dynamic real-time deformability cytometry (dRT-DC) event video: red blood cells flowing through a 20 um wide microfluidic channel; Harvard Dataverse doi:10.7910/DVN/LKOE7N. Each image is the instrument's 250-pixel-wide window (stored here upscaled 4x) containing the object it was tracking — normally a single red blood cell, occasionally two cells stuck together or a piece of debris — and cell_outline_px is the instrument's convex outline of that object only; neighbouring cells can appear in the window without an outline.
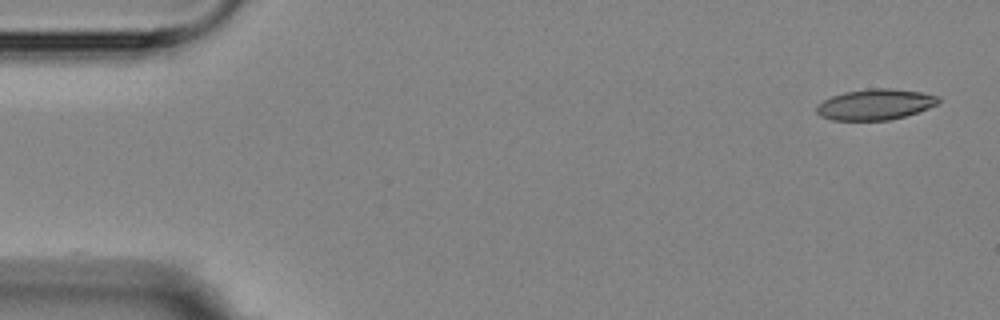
{"species": "Egyptian fruit bat (a non-hibernating species)", "species_latin": "Rousettus aegyptiacus", "temperature_condition": "room temperature", "stored_images_in_passage": 4, "camera_frame_rate_fps": 3000, "um_per_image_px": 0.085, "animal": {"sex": "female"}, "frame": {"image": 1, "passage_image": 1, "time_ms": 0.0, "image_size_px": [1000, 320], "cell_outline_px": [[940, 100], [936, 104], [928, 108], [904, 116], [888, 120], [832, 120], [820, 116], [816, 112], [816, 104], [832, 96], [844, 92], [872, 88], [892, 88], [920, 92], [940, 96]], "centroid_in_image_um": [74.37, 8.87], "position_along_channel_um": 10.6, "area_um2": 21.79}}